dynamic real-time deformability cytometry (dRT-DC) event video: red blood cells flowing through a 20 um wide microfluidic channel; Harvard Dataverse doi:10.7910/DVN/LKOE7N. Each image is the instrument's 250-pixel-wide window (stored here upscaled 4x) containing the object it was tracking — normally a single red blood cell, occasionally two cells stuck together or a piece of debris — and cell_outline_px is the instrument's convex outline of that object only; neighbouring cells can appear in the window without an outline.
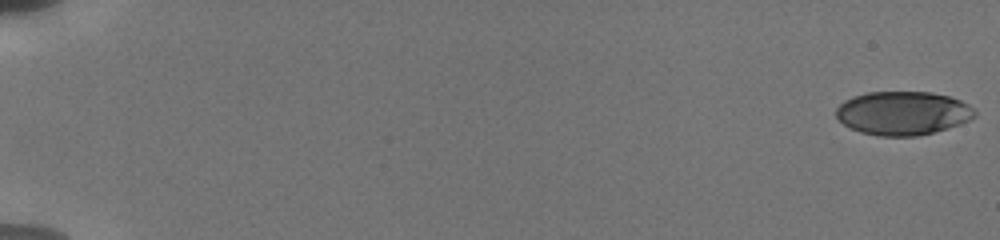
{"species": "human", "species_latin": "Homo sapiens", "temperature_condition": "cold", "stored_images_in_passage": 70, "camera_frame_rate_fps": 3000, "um_per_image_px": 0.085, "donor": {"sex": "male"}, "frame": {"image": 1, "passage_image": 1, "time_ms": 0.0, "image_size_px": [1000, 240], "cell_outline_px": [[976, 116], [960, 124], [948, 128], [916, 136], [880, 136], [860, 132], [844, 124], [836, 116], [836, 108], [844, 100], [852, 96], [868, 92], [932, 92], [948, 96], [960, 100], [968, 104], [976, 112]], "centroid_in_image_um": [76.73, 9.61], "position_along_channel_um": 8.3, "area_um2": 35.2}}
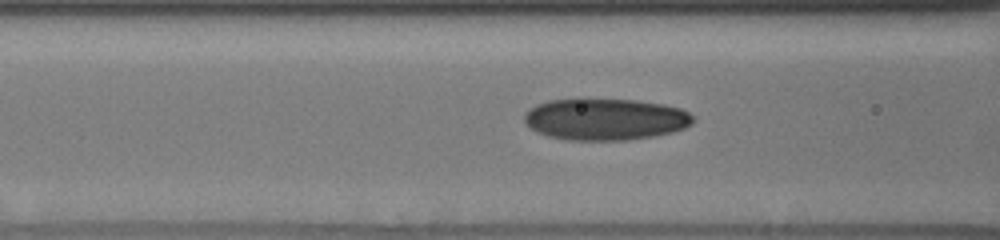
{"frame": {"image": 2, "passage_image": 34, "time_ms": 8.0, "image_size_px": [1000, 240], "cell_outline_px": [[692, 124], [684, 128], [672, 132], [652, 136], [624, 140], [568, 140], [548, 136], [532, 128], [524, 120], [524, 116], [528, 108], [536, 104], [548, 100], [576, 96], [584, 96], [636, 100], [664, 104], [680, 108], [688, 112], [692, 116]], "centroid_in_image_um": [51.4, 10.08], "position_along_channel_um": 115.2, "area_um2": 41.91}}
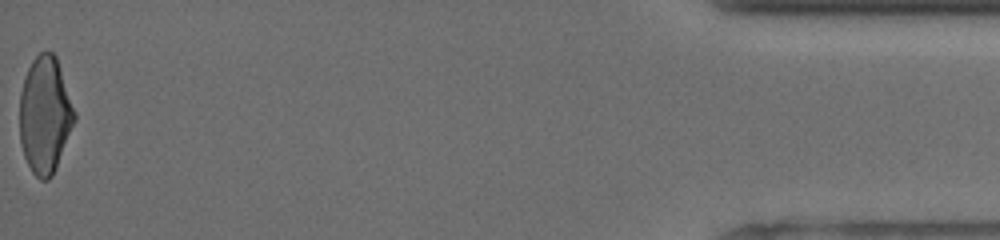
{"frame": {"image": 3, "passage_image": 70, "time_ms": 18.333, "image_size_px": [1000, 240], "cell_outline_px": [[76, 120], [56, 168], [52, 176], [48, 180], [40, 180], [32, 172], [24, 156], [20, 144], [20, 92], [28, 68], [32, 60], [40, 52], [52, 52], [56, 56], [76, 112]], "centroid_in_image_um": [3.83, 9.79], "position_along_channel_um": 431.4, "area_um2": 37.4}, "authors_computed_cell_mechanics": {"area_um2": 37.9168, "velocity_mm_per_s": 3.8457, "shape_relaxation_time_tau1_ms": 5.5522, "shape_relaxation_time_tau2_ms": 1.7774, "deformation_change_tau1": 0.1705, "deformation_change_tau2": 0.0674}}